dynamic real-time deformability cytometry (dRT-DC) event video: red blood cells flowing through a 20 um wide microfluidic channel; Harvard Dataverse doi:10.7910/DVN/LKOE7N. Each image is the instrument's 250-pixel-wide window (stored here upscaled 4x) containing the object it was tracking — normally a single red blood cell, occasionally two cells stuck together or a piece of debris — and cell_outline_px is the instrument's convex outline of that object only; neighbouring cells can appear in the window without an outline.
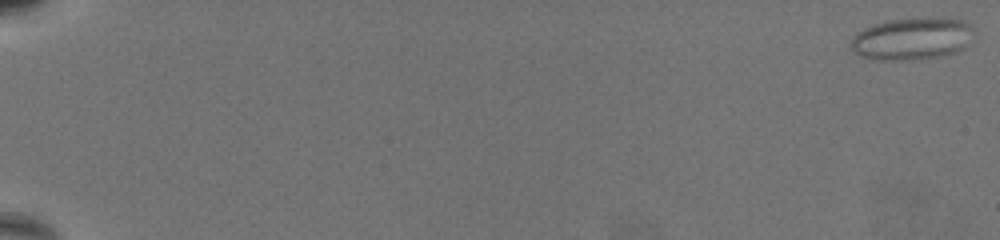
{"species": "common noctule bat (a hibernating species)", "species_latin": "Nyctalus noctula", "temperature_condition": "warm", "stored_images_in_passage": 68, "camera_frame_rate_fps": 3000, "um_per_image_px": 0.085, "animal": {"sex": "female", "body_mass_g": 19.5, "forearm_length_mm": 54.1}, "frame": {"image": 1, "passage_image": 1, "time_ms": 0.0, "image_size_px": [1000, 240], "cell_outline_px": [[976, 28], [972, 44], [956, 52], [936, 56], [912, 60], [876, 60], [860, 56], [852, 52], [848, 44], [852, 36], [864, 28], [888, 20], [964, 20], [972, 24]], "centroid_in_image_um": [77.53, 3.33], "position_along_channel_um": 7.5, "area_um2": 30.17}}
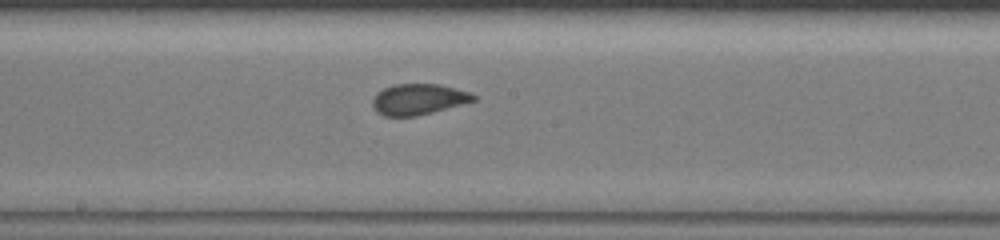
{"frame": {"image": 2, "passage_image": 41, "time_ms": 13.333, "image_size_px": [1000, 240], "cell_outline_px": [[476, 100], [432, 112], [416, 116], [384, 116], [376, 112], [372, 104], [372, 96], [376, 92], [392, 84], [440, 84], [472, 92], [476, 96]], "centroid_in_image_um": [35.54, 8.43], "position_along_channel_um": 212.7, "area_um2": 18.32}}
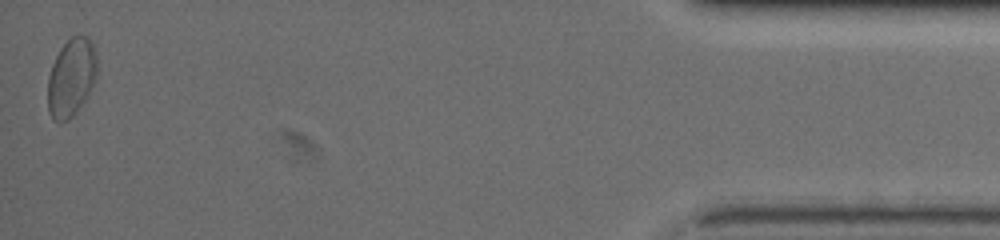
{"frame": {"image": 3, "passage_image": 68, "time_ms": 22.333, "image_size_px": [1000, 240], "cell_outline_px": [[96, 76], [84, 100], [72, 116], [68, 120], [60, 124], [52, 120], [48, 112], [48, 76], [52, 64], [60, 48], [72, 36], [80, 32], [88, 36], [96, 52]], "centroid_in_image_um": [6.03, 6.57], "position_along_channel_um": 429.2, "area_um2": 22.48}, "authors_computed_cell_mechanics": {"area_um2": 19.1607, "velocity_mm_per_s": 3.2393, "shape_relaxation_time_tau1_ms": null, "shape_relaxation_time_tau2_ms": 1.0641, "deformation_change_tau1": null, "deformation_change_tau2": 0.0483}}